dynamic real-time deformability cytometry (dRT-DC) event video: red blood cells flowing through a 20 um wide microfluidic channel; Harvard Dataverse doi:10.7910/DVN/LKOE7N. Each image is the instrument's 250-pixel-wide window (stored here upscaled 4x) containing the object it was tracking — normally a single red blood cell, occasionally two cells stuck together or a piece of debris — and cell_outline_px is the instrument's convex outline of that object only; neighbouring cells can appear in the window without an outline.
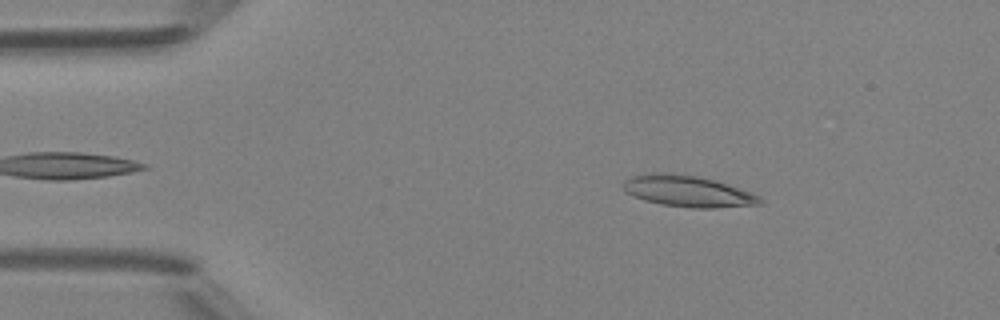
{"species": "Egyptian fruit bat (a non-hibernating species)", "species_latin": "Rousettus aegyptiacus", "temperature_condition": "room temperature", "stored_images_in_passage": 44, "camera_frame_rate_fps": 3000, "um_per_image_px": 0.085, "animal": {"sex": "female"}, "frame": {"image": 1, "passage_image": 4, "time_ms": 1.0, "image_size_px": [1000, 320], "cell_outline_px": [[764, 204], [716, 208], [692, 208], [660, 204], [644, 200], [628, 192], [624, 188], [624, 180], [632, 176], [652, 172], [668, 172], [696, 176], [716, 180], [752, 192], [760, 196], [764, 200]], "centroid_in_image_um": [58.53, 16.25], "position_along_channel_um": 26.5, "area_um2": 25.09}}
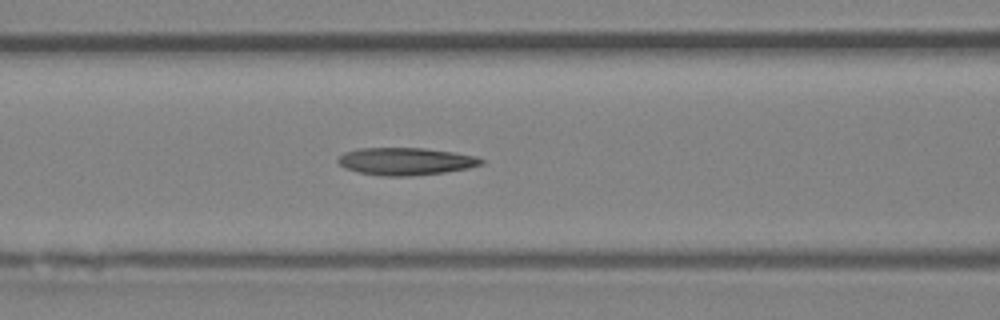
{"frame": {"image": 2, "passage_image": 16, "time_ms": 5.0, "image_size_px": [1000, 320], "cell_outline_px": [[484, 164], [468, 168], [444, 172], [412, 176], [380, 176], [360, 172], [344, 168], [336, 160], [344, 152], [356, 148], [424, 148], [452, 152], [476, 156], [484, 160]], "centroid_in_image_um": [34.47, 13.71], "position_along_channel_um": 132.1, "area_um2": 22.95}}
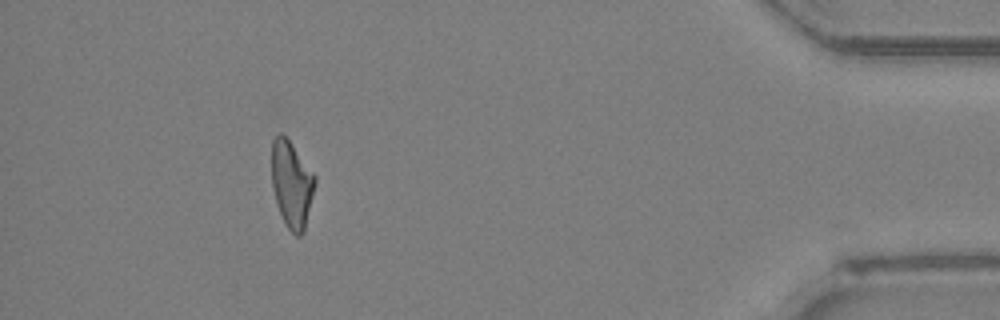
{"frame": {"image": 3, "passage_image": 40, "time_ms": 13.0, "image_size_px": [1000, 320], "cell_outline_px": [[316, 180], [304, 232], [300, 236], [296, 236], [288, 228], [276, 204], [272, 188], [272, 140], [280, 132], [288, 140], [316, 176]], "centroid_in_image_um": [24.78, 15.67], "position_along_channel_um": 410.4, "area_um2": 21.56}, "authors_computed_cell_mechanics": {"area_um2": 22.4264, "velocity_mm_per_s": 4.2261, "shape_relaxation_time_tau1_ms": 7.1326, "shape_relaxation_time_tau2_ms": 4.6959, "deformation_change_tau1": 0.2146, "deformation_change_tau2": 0.172}}